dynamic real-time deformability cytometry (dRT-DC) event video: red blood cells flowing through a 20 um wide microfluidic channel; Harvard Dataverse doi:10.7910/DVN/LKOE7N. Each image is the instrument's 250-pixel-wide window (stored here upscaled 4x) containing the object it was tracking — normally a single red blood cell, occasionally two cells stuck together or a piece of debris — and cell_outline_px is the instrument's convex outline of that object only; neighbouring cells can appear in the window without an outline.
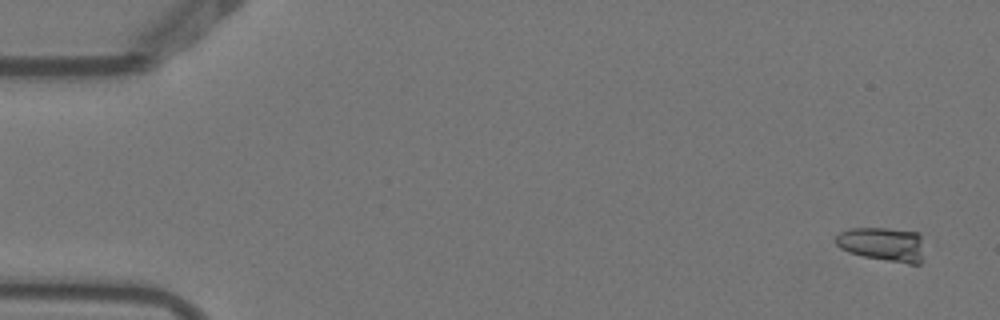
{"species": "Egyptian fruit bat (a non-hibernating species)", "species_latin": "Rousettus aegyptiacus", "temperature_condition": "warm", "stored_images_in_passage": 5, "camera_frame_rate_fps": 3000, "um_per_image_px": 0.085, "animal": {"sex": "female"}, "frame": {"image": 1, "passage_image": 1, "time_ms": 0.0, "image_size_px": [1000, 320], "cell_outline_px": [[920, 264], [908, 264], [864, 256], [848, 252], [840, 248], [832, 240], [840, 232], [848, 228], [888, 228], [920, 232]], "centroid_in_image_um": [74.95, 20.73], "position_along_channel_um": 10.1, "area_um2": 17.46}}
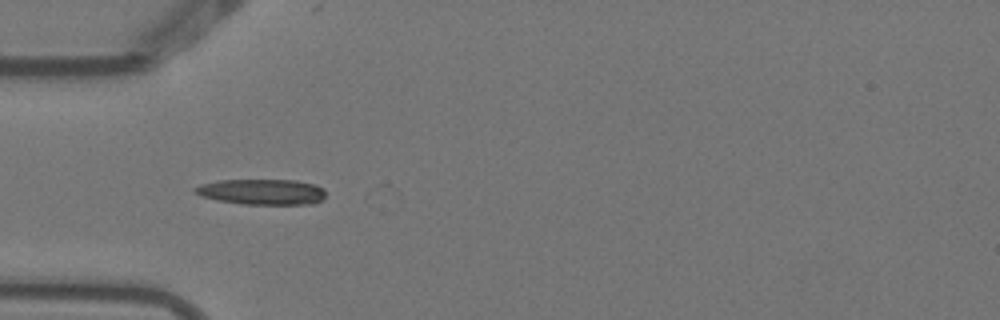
{"frame": {"image": 2, "passage_image": 5, "time_ms": 1.333, "image_size_px": [1000, 320], "cell_outline_px": [[324, 196], [320, 200], [312, 204], [240, 204], [200, 196], [192, 192], [192, 188], [200, 184], [220, 180], [296, 180], [316, 184], [324, 188]], "centroid_in_image_um": [22.23, 16.3], "position_along_channel_um": 62.8, "area_um2": 19.59}}